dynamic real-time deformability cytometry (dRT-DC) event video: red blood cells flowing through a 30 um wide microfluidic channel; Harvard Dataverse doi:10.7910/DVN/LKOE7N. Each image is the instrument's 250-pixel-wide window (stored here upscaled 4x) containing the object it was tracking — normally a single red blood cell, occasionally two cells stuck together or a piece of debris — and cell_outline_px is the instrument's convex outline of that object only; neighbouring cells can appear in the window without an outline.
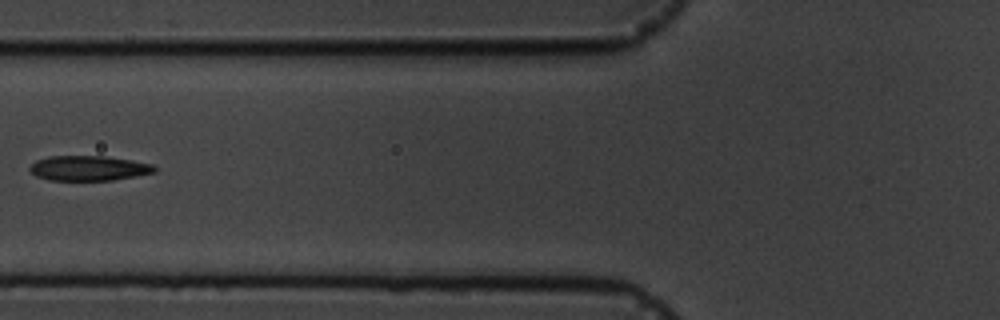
{"species": "common noctule bat (a hibernating species)", "species_latin": "Nyctalus noctula", "temperature_condition": "cold", "stored_images_in_passage": 9, "camera_frame_rate_fps": 3000, "um_per_image_px": 0.085, "animal": {"sex": "male", "body_mass_g": 19.5, "forearm_length_mm": 54.6}, "frame": {"image": 1, "passage_image": 6, "time_ms": 5.667, "image_size_px": [1000, 320], "cell_outline_px": [[156, 172], [136, 176], [112, 180], [48, 180], [36, 176], [28, 168], [36, 160], [48, 156], [104, 156], [132, 160], [152, 164], [156, 168]], "centroid_in_image_um": [7.54, 14.29], "position_along_channel_um": 118.3, "area_um2": 18.15}}
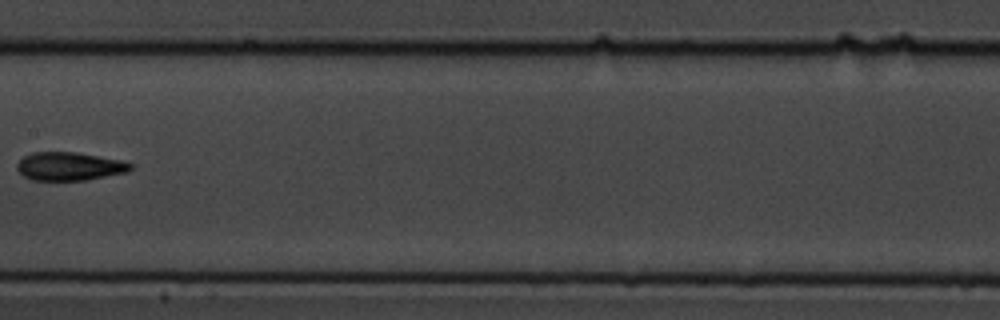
{"frame": {"image": 2, "passage_image": 8, "time_ms": 8.0, "image_size_px": [1000, 320], "cell_outline_px": [[132, 168], [128, 172], [84, 180], [32, 180], [24, 176], [16, 168], [16, 164], [24, 156], [32, 152], [76, 152], [120, 160], [132, 164]], "centroid_in_image_um": [5.88, 14.13], "position_along_channel_um": 201.5, "area_um2": 18.61}}
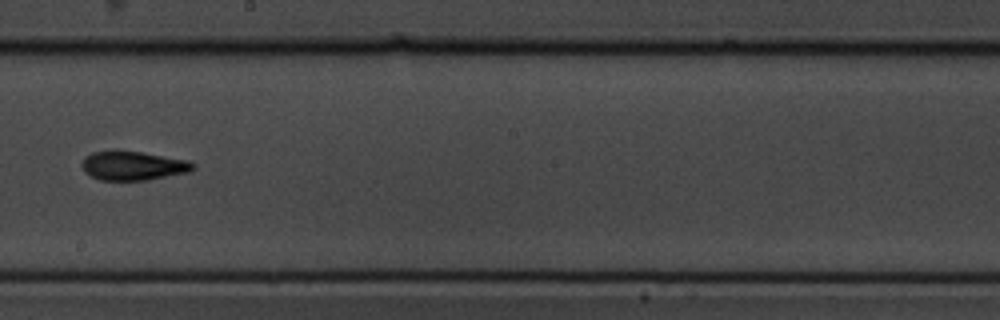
{"frame": {"image": 3, "passage_image": 9, "time_ms": 9.0, "image_size_px": [1000, 320], "cell_outline_px": [[196, 168], [192, 172], [148, 180], [100, 180], [84, 172], [80, 164], [84, 156], [92, 152], [140, 152], [188, 160], [196, 164]], "centroid_in_image_um": [11.35, 14.11], "position_along_channel_um": 236.8, "area_um2": 18.79}}